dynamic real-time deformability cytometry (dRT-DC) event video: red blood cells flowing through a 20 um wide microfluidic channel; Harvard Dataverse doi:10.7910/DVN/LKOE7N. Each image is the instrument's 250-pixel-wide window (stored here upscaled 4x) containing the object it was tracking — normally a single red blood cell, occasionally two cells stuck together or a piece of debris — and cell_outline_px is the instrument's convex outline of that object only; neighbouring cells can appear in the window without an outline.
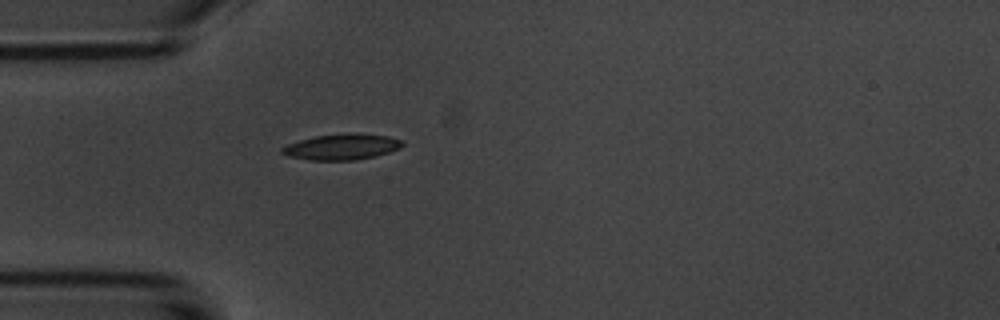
{"species": "common noctule bat (a hibernating species)", "species_latin": "Nyctalus noctula", "temperature_condition": "room temperature", "stored_images_in_passage": 2, "camera_frame_rate_fps": 3000, "um_per_image_px": 0.085, "animal": {"sex": "male", "body_mass_g": 20.1, "forearm_length_mm": 53.5}, "frame": {"image": 1, "passage_image": 2, "time_ms": 2.0, "image_size_px": [1000, 320], "cell_outline_px": [[404, 144], [400, 148], [376, 156], [356, 160], [308, 160], [288, 156], [280, 152], [280, 148], [288, 144], [300, 140], [316, 136], [356, 132], [388, 136], [404, 140]], "centroid_in_image_um": [29.08, 12.48], "position_along_channel_um": 55.9, "area_um2": 18.26}}